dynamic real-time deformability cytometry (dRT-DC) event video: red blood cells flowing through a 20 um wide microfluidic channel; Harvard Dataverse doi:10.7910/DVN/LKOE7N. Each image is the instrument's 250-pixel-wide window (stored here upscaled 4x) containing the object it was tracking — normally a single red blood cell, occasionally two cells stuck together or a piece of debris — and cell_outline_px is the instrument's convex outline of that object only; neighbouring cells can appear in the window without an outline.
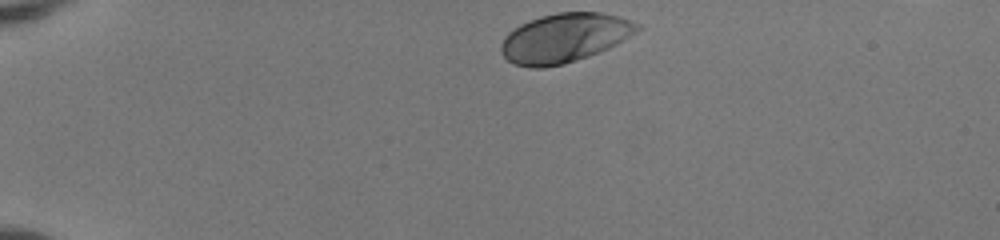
{"species": "human", "species_latin": "Homo sapiens", "temperature_condition": "room temperature", "stored_images_in_passage": 36, "camera_frame_rate_fps": 3000, "um_per_image_px": 0.085, "donor": {"sex": "female"}, "frame": {"image": 1, "passage_image": 1, "time_ms": 0.0, "image_size_px": [1000, 240], "cell_outline_px": [[644, 28], [616, 44], [608, 48], [588, 56], [564, 64], [544, 68], [532, 68], [512, 64], [500, 52], [500, 44], [504, 36], [508, 32], [520, 24], [528, 20], [540, 16], [556, 12], [600, 12], [620, 16], [640, 24]], "centroid_in_image_um": [47.97, 3.22], "position_along_channel_um": 37.0, "area_um2": 39.36}}
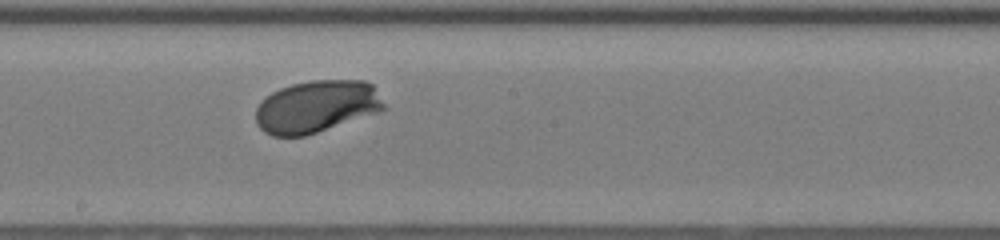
{"frame": {"image": 2, "passage_image": 20, "time_ms": 6.333, "image_size_px": [1000, 240], "cell_outline_px": [[388, 108], [380, 112], [304, 136], [272, 136], [264, 132], [256, 124], [256, 108], [272, 92], [280, 88], [292, 84], [312, 80], [364, 80], [372, 84]], "centroid_in_image_um": [26.93, 9.06], "position_along_channel_um": 221.3, "area_um2": 39.07}}
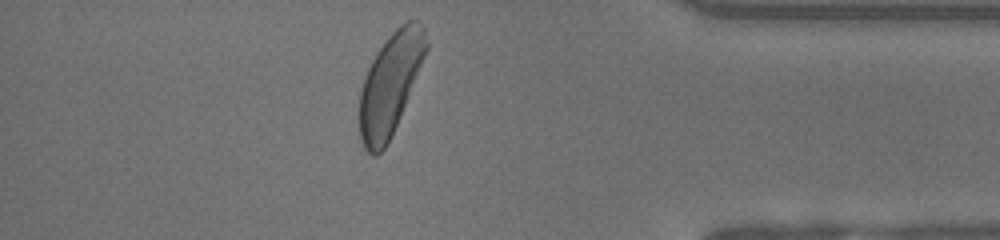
{"frame": {"image": 3, "passage_image": 35, "time_ms": 11.333, "image_size_px": [1000, 240], "cell_outline_px": [[428, 48], [400, 116], [384, 148], [376, 156], [372, 156], [364, 148], [360, 140], [360, 92], [368, 68], [376, 52], [388, 36], [400, 24], [408, 20], [416, 20], [424, 28], [428, 40]], "centroid_in_image_um": [33.17, 7.11], "position_along_channel_um": 402.0, "area_um2": 38.78}, "authors_computed_cell_mechanics": {"area_um2": 38.2925, "velocity_mm_per_s": 4.0468, "shape_relaxation_time_tau1_ms": 1.7034, "shape_relaxation_time_tau2_ms": 4.1336, "deformation_change_tau1": 0.1452, "deformation_change_tau2": 0.0887}}